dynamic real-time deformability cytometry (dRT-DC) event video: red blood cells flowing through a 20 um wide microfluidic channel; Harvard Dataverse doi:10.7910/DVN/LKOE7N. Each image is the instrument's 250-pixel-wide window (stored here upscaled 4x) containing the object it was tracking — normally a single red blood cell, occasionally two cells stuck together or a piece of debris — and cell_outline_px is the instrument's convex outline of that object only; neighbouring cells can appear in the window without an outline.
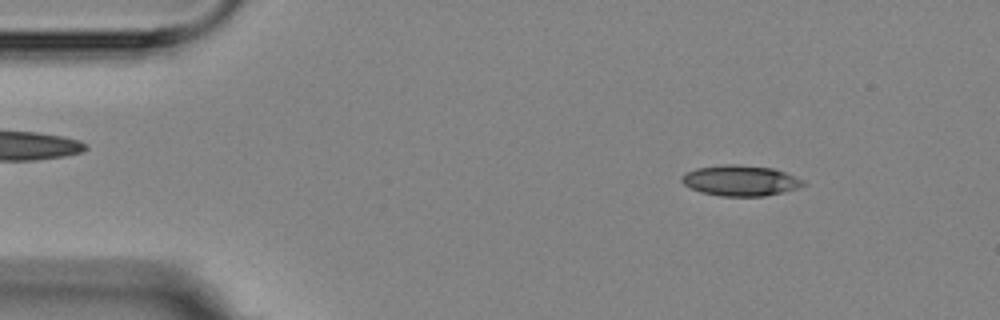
{"species": "Egyptian fruit bat (a non-hibernating species)", "species_latin": "Rousettus aegyptiacus", "temperature_condition": "room temperature", "stored_images_in_passage": 8, "camera_frame_rate_fps": 3000, "um_per_image_px": 0.085, "animal": {"sex": "female"}, "frame": {"image": 1, "passage_image": 1, "time_ms": 0.0, "image_size_px": [1000, 320], "cell_outline_px": [[808, 184], [796, 188], [764, 196], [720, 196], [704, 192], [692, 188], [684, 184], [680, 180], [680, 176], [684, 172], [696, 168], [724, 164], [740, 164], [772, 168], [784, 172], [804, 180]], "centroid_in_image_um": [62.91, 15.33], "position_along_channel_um": 22.1, "area_um2": 21.62}}
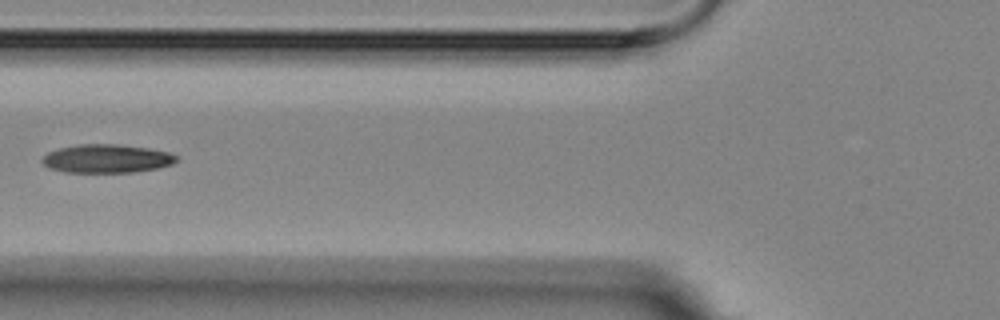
{"frame": {"image": 2, "passage_image": 5, "time_ms": 4.667, "image_size_px": [1000, 320], "cell_outline_px": [[180, 160], [172, 164], [156, 168], [132, 172], [64, 172], [52, 168], [44, 164], [40, 160], [48, 152], [56, 148], [76, 144], [116, 144], [148, 148], [168, 152], [180, 156]], "centroid_in_image_um": [9.08, 13.47], "position_along_channel_um": 116.7, "area_um2": 22.37}}
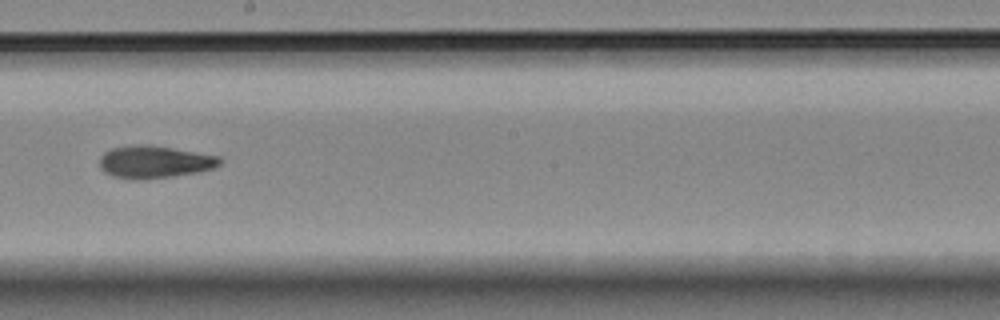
{"frame": {"image": 3, "passage_image": 8, "time_ms": 8.0, "image_size_px": [1000, 320], "cell_outline_px": [[224, 160], [220, 164], [212, 168], [196, 172], [172, 176], [112, 176], [104, 172], [100, 168], [100, 156], [104, 152], [112, 148], [136, 144], [148, 144], [220, 156]], "centroid_in_image_um": [13.16, 13.7], "position_along_channel_um": 235.0, "area_um2": 21.85}}